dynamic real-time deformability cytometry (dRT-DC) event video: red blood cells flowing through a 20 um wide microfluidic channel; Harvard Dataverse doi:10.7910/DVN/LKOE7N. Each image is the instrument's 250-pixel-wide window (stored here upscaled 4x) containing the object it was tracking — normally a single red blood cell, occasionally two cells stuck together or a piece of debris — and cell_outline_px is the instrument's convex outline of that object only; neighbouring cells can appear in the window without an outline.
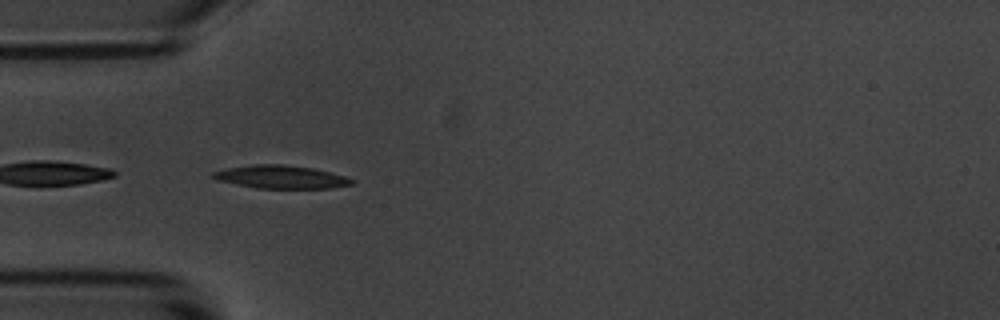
{"species": "common noctule bat (a hibernating species)", "species_latin": "Nyctalus noctula", "temperature_condition": "room temperature", "stored_images_in_passage": 6, "camera_frame_rate_fps": 3000, "um_per_image_px": 0.085, "animal": {"sex": "male", "body_mass_g": 20.1, "forearm_length_mm": 53.5}, "frame": {"image": 1, "passage_image": 3, "time_ms": 2.333, "image_size_px": [1000, 320], "cell_outline_px": [[356, 180], [352, 184], [332, 188], [256, 188], [216, 180], [212, 176], [212, 172], [228, 168], [252, 164], [284, 164], [312, 168], [344, 176]], "centroid_in_image_um": [23.87, 15.04], "position_along_channel_um": 61.1, "area_um2": 18.55}}
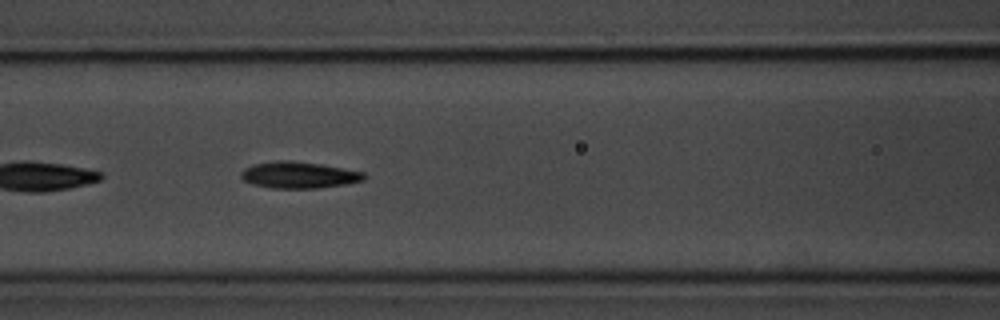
{"frame": {"image": 2, "passage_image": 5, "time_ms": 4.667, "image_size_px": [1000, 320], "cell_outline_px": [[368, 176], [364, 180], [344, 184], [316, 188], [272, 188], [252, 184], [244, 180], [240, 176], [244, 168], [252, 164], [276, 160], [288, 160], [320, 164], [364, 172]], "centroid_in_image_um": [25.39, 14.87], "position_along_channel_um": 141.2, "area_um2": 18.96}}
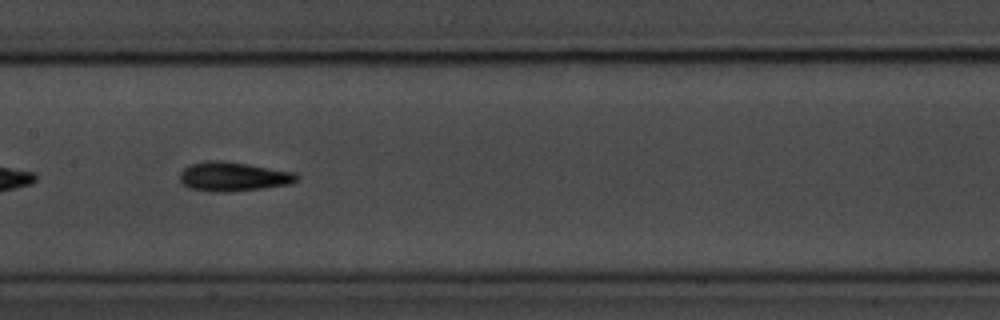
{"frame": {"image": 3, "passage_image": 6, "time_ms": 6.0, "image_size_px": [1000, 320], "cell_outline_px": [[300, 176], [292, 184], [264, 188], [232, 192], [212, 192], [188, 188], [180, 180], [180, 172], [184, 168], [192, 164], [204, 160], [220, 160], [248, 164], [296, 172]], "centroid_in_image_um": [19.84, 15.01], "position_along_channel_um": 187.6, "area_um2": 20.17}}